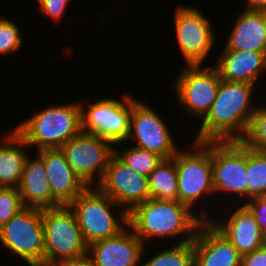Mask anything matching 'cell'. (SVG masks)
I'll use <instances>...</instances> for the list:
<instances>
[{"label": "cell", "instance_id": "obj_16", "mask_svg": "<svg viewBox=\"0 0 266 266\" xmlns=\"http://www.w3.org/2000/svg\"><path fill=\"white\" fill-rule=\"evenodd\" d=\"M145 247L146 245L127 226L117 236L89 244L87 254L95 266H140Z\"/></svg>", "mask_w": 266, "mask_h": 266}, {"label": "cell", "instance_id": "obj_32", "mask_svg": "<svg viewBox=\"0 0 266 266\" xmlns=\"http://www.w3.org/2000/svg\"><path fill=\"white\" fill-rule=\"evenodd\" d=\"M241 266H266V244L241 256Z\"/></svg>", "mask_w": 266, "mask_h": 266}, {"label": "cell", "instance_id": "obj_31", "mask_svg": "<svg viewBox=\"0 0 266 266\" xmlns=\"http://www.w3.org/2000/svg\"><path fill=\"white\" fill-rule=\"evenodd\" d=\"M244 205L252 212L260 231L266 236V196L253 197Z\"/></svg>", "mask_w": 266, "mask_h": 266}, {"label": "cell", "instance_id": "obj_6", "mask_svg": "<svg viewBox=\"0 0 266 266\" xmlns=\"http://www.w3.org/2000/svg\"><path fill=\"white\" fill-rule=\"evenodd\" d=\"M44 266L87 254L75 213L69 205L42 209Z\"/></svg>", "mask_w": 266, "mask_h": 266}, {"label": "cell", "instance_id": "obj_34", "mask_svg": "<svg viewBox=\"0 0 266 266\" xmlns=\"http://www.w3.org/2000/svg\"><path fill=\"white\" fill-rule=\"evenodd\" d=\"M245 10L266 11V0H243Z\"/></svg>", "mask_w": 266, "mask_h": 266}, {"label": "cell", "instance_id": "obj_13", "mask_svg": "<svg viewBox=\"0 0 266 266\" xmlns=\"http://www.w3.org/2000/svg\"><path fill=\"white\" fill-rule=\"evenodd\" d=\"M145 101L132 95V114L130 129L126 141H135L133 146L146 149L161 156L163 159L172 158L180 149L176 144L169 125L165 123L160 113Z\"/></svg>", "mask_w": 266, "mask_h": 266}, {"label": "cell", "instance_id": "obj_5", "mask_svg": "<svg viewBox=\"0 0 266 266\" xmlns=\"http://www.w3.org/2000/svg\"><path fill=\"white\" fill-rule=\"evenodd\" d=\"M69 207L87 245L117 236L128 226V213L97 186L87 187Z\"/></svg>", "mask_w": 266, "mask_h": 266}, {"label": "cell", "instance_id": "obj_7", "mask_svg": "<svg viewBox=\"0 0 266 266\" xmlns=\"http://www.w3.org/2000/svg\"><path fill=\"white\" fill-rule=\"evenodd\" d=\"M211 159L214 203L221 199L218 194L244 204L248 200L247 146L242 141H211Z\"/></svg>", "mask_w": 266, "mask_h": 266}, {"label": "cell", "instance_id": "obj_8", "mask_svg": "<svg viewBox=\"0 0 266 266\" xmlns=\"http://www.w3.org/2000/svg\"><path fill=\"white\" fill-rule=\"evenodd\" d=\"M121 96V100L114 97L97 98L87 107L80 100L81 131L107 139L114 145L127 144L125 140L130 129L132 95L124 92Z\"/></svg>", "mask_w": 266, "mask_h": 266}, {"label": "cell", "instance_id": "obj_23", "mask_svg": "<svg viewBox=\"0 0 266 266\" xmlns=\"http://www.w3.org/2000/svg\"><path fill=\"white\" fill-rule=\"evenodd\" d=\"M150 198L178 201V175L175 159H163L148 176Z\"/></svg>", "mask_w": 266, "mask_h": 266}, {"label": "cell", "instance_id": "obj_14", "mask_svg": "<svg viewBox=\"0 0 266 266\" xmlns=\"http://www.w3.org/2000/svg\"><path fill=\"white\" fill-rule=\"evenodd\" d=\"M97 187L127 213L150 199L148 177L134 172L115 154L111 156L105 174Z\"/></svg>", "mask_w": 266, "mask_h": 266}, {"label": "cell", "instance_id": "obj_12", "mask_svg": "<svg viewBox=\"0 0 266 266\" xmlns=\"http://www.w3.org/2000/svg\"><path fill=\"white\" fill-rule=\"evenodd\" d=\"M176 41L186 65H202L214 47L212 20L196 7L178 5L174 10Z\"/></svg>", "mask_w": 266, "mask_h": 266}, {"label": "cell", "instance_id": "obj_25", "mask_svg": "<svg viewBox=\"0 0 266 266\" xmlns=\"http://www.w3.org/2000/svg\"><path fill=\"white\" fill-rule=\"evenodd\" d=\"M120 144L123 145L122 143L115 144L116 146H114V154L134 172L142 174L146 177H148L149 174L163 160V158L158 154L146 149H142L133 145L123 149L121 148L122 146H120Z\"/></svg>", "mask_w": 266, "mask_h": 266}, {"label": "cell", "instance_id": "obj_20", "mask_svg": "<svg viewBox=\"0 0 266 266\" xmlns=\"http://www.w3.org/2000/svg\"><path fill=\"white\" fill-rule=\"evenodd\" d=\"M230 31L226 49L266 53V11L243 9Z\"/></svg>", "mask_w": 266, "mask_h": 266}, {"label": "cell", "instance_id": "obj_26", "mask_svg": "<svg viewBox=\"0 0 266 266\" xmlns=\"http://www.w3.org/2000/svg\"><path fill=\"white\" fill-rule=\"evenodd\" d=\"M248 200L266 196V152L247 147Z\"/></svg>", "mask_w": 266, "mask_h": 266}, {"label": "cell", "instance_id": "obj_17", "mask_svg": "<svg viewBox=\"0 0 266 266\" xmlns=\"http://www.w3.org/2000/svg\"><path fill=\"white\" fill-rule=\"evenodd\" d=\"M36 152L45 165L52 198L60 206L70 205L87 186L70 167L60 148Z\"/></svg>", "mask_w": 266, "mask_h": 266}, {"label": "cell", "instance_id": "obj_3", "mask_svg": "<svg viewBox=\"0 0 266 266\" xmlns=\"http://www.w3.org/2000/svg\"><path fill=\"white\" fill-rule=\"evenodd\" d=\"M192 141V144H189L191 146L189 149H179L173 157L178 175V201L189 206L194 212H197L204 221H209L214 217L213 215L211 216L212 211L209 212V208L212 204L213 206L216 204L212 200L215 194L213 188L211 141ZM204 199H207V201L209 199L211 206H205L202 202Z\"/></svg>", "mask_w": 266, "mask_h": 266}, {"label": "cell", "instance_id": "obj_33", "mask_svg": "<svg viewBox=\"0 0 266 266\" xmlns=\"http://www.w3.org/2000/svg\"><path fill=\"white\" fill-rule=\"evenodd\" d=\"M53 266H95V263L88 254H85L78 258L61 260Z\"/></svg>", "mask_w": 266, "mask_h": 266}, {"label": "cell", "instance_id": "obj_27", "mask_svg": "<svg viewBox=\"0 0 266 266\" xmlns=\"http://www.w3.org/2000/svg\"><path fill=\"white\" fill-rule=\"evenodd\" d=\"M260 103H258L246 135L241 141L253 150L266 152V104L262 100Z\"/></svg>", "mask_w": 266, "mask_h": 266}, {"label": "cell", "instance_id": "obj_22", "mask_svg": "<svg viewBox=\"0 0 266 266\" xmlns=\"http://www.w3.org/2000/svg\"><path fill=\"white\" fill-rule=\"evenodd\" d=\"M4 136L0 143V187L18 189L30 148L13 128Z\"/></svg>", "mask_w": 266, "mask_h": 266}, {"label": "cell", "instance_id": "obj_4", "mask_svg": "<svg viewBox=\"0 0 266 266\" xmlns=\"http://www.w3.org/2000/svg\"><path fill=\"white\" fill-rule=\"evenodd\" d=\"M28 117L13 129L29 147L60 148L81 132V108L78 102L53 104Z\"/></svg>", "mask_w": 266, "mask_h": 266}, {"label": "cell", "instance_id": "obj_9", "mask_svg": "<svg viewBox=\"0 0 266 266\" xmlns=\"http://www.w3.org/2000/svg\"><path fill=\"white\" fill-rule=\"evenodd\" d=\"M0 243L27 266H44L42 209L24 207L0 228Z\"/></svg>", "mask_w": 266, "mask_h": 266}, {"label": "cell", "instance_id": "obj_18", "mask_svg": "<svg viewBox=\"0 0 266 266\" xmlns=\"http://www.w3.org/2000/svg\"><path fill=\"white\" fill-rule=\"evenodd\" d=\"M192 244L194 266H241L237 249L209 221L198 227Z\"/></svg>", "mask_w": 266, "mask_h": 266}, {"label": "cell", "instance_id": "obj_11", "mask_svg": "<svg viewBox=\"0 0 266 266\" xmlns=\"http://www.w3.org/2000/svg\"><path fill=\"white\" fill-rule=\"evenodd\" d=\"M114 146L107 139L81 131L64 143L60 150L75 174L90 187L101 182L114 154Z\"/></svg>", "mask_w": 266, "mask_h": 266}, {"label": "cell", "instance_id": "obj_2", "mask_svg": "<svg viewBox=\"0 0 266 266\" xmlns=\"http://www.w3.org/2000/svg\"><path fill=\"white\" fill-rule=\"evenodd\" d=\"M203 222L196 212L179 201L150 198L128 213V226L144 245L156 239L165 242L166 238L174 241L178 238L173 244L193 241Z\"/></svg>", "mask_w": 266, "mask_h": 266}, {"label": "cell", "instance_id": "obj_30", "mask_svg": "<svg viewBox=\"0 0 266 266\" xmlns=\"http://www.w3.org/2000/svg\"><path fill=\"white\" fill-rule=\"evenodd\" d=\"M43 15L60 23L72 0H36Z\"/></svg>", "mask_w": 266, "mask_h": 266}, {"label": "cell", "instance_id": "obj_21", "mask_svg": "<svg viewBox=\"0 0 266 266\" xmlns=\"http://www.w3.org/2000/svg\"><path fill=\"white\" fill-rule=\"evenodd\" d=\"M24 207L39 209L60 206L51 195L49 179L43 161L36 157L26 159L18 187Z\"/></svg>", "mask_w": 266, "mask_h": 266}, {"label": "cell", "instance_id": "obj_28", "mask_svg": "<svg viewBox=\"0 0 266 266\" xmlns=\"http://www.w3.org/2000/svg\"><path fill=\"white\" fill-rule=\"evenodd\" d=\"M14 20L0 16V56L17 54L23 46V33Z\"/></svg>", "mask_w": 266, "mask_h": 266}, {"label": "cell", "instance_id": "obj_15", "mask_svg": "<svg viewBox=\"0 0 266 266\" xmlns=\"http://www.w3.org/2000/svg\"><path fill=\"white\" fill-rule=\"evenodd\" d=\"M236 205L233 203V206H230L231 208L226 207V212L229 210L227 214L224 211L222 212L221 215L225 214L228 216L227 218L220 215L219 217L224 219L214 217L209 222L243 256L265 245L266 236L260 231L252 212L244 204Z\"/></svg>", "mask_w": 266, "mask_h": 266}, {"label": "cell", "instance_id": "obj_29", "mask_svg": "<svg viewBox=\"0 0 266 266\" xmlns=\"http://www.w3.org/2000/svg\"><path fill=\"white\" fill-rule=\"evenodd\" d=\"M24 205L17 188H3L0 191V228L6 224Z\"/></svg>", "mask_w": 266, "mask_h": 266}, {"label": "cell", "instance_id": "obj_1", "mask_svg": "<svg viewBox=\"0 0 266 266\" xmlns=\"http://www.w3.org/2000/svg\"><path fill=\"white\" fill-rule=\"evenodd\" d=\"M253 91L255 85L221 79L217 96L206 116L199 122V130L193 140L241 141L258 106L252 101L255 96Z\"/></svg>", "mask_w": 266, "mask_h": 266}, {"label": "cell", "instance_id": "obj_24", "mask_svg": "<svg viewBox=\"0 0 266 266\" xmlns=\"http://www.w3.org/2000/svg\"><path fill=\"white\" fill-rule=\"evenodd\" d=\"M167 244L161 251H155L152 256L147 259L143 256L146 252V248L143 250V254L140 261V266H194V252L192 241L181 244ZM172 244V245H171ZM167 247V248H166ZM145 259L144 261H142ZM147 260V261H146ZM144 262V263H142Z\"/></svg>", "mask_w": 266, "mask_h": 266}, {"label": "cell", "instance_id": "obj_10", "mask_svg": "<svg viewBox=\"0 0 266 266\" xmlns=\"http://www.w3.org/2000/svg\"><path fill=\"white\" fill-rule=\"evenodd\" d=\"M173 82L176 104L189 116L200 121L214 102L221 78L214 66L185 65Z\"/></svg>", "mask_w": 266, "mask_h": 266}, {"label": "cell", "instance_id": "obj_19", "mask_svg": "<svg viewBox=\"0 0 266 266\" xmlns=\"http://www.w3.org/2000/svg\"><path fill=\"white\" fill-rule=\"evenodd\" d=\"M213 66L224 81L257 85L260 74L266 72V53L234 51L223 46L222 54Z\"/></svg>", "mask_w": 266, "mask_h": 266}]
</instances>
